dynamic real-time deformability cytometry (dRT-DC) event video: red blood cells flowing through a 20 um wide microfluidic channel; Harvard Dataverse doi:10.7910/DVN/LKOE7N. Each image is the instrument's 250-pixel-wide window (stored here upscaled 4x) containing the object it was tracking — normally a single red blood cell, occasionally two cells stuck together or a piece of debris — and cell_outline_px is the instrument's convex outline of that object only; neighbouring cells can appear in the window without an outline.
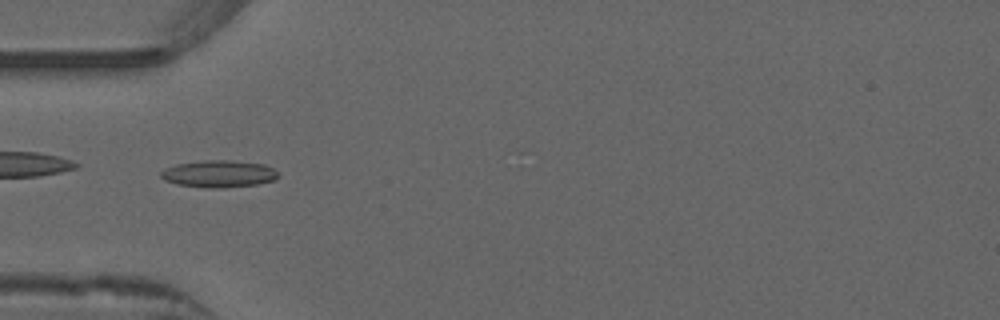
{"species": "common noctule bat (a hibernating species)", "species_latin": "Nyctalus noctula", "temperature_condition": "warm", "stored_images_in_passage": 22, "camera_frame_rate_fps": 3000, "um_per_image_px": 0.085, "animal": {"sex": "male", "forearm_length_mm": 52.5}, "frame": {"image": 1, "passage_image": 7, "time_ms": 2.0, "image_size_px": [1000, 320], "cell_outline_px": [[280, 176], [276, 180], [256, 184], [224, 188], [212, 188], [176, 184], [164, 180], [160, 176], [160, 172], [164, 168], [176, 164], [204, 160], [228, 160], [264, 164], [272, 168]], "centroid_in_image_um": [18.59, 14.77], "position_along_channel_um": 66.4, "area_um2": 18.55}}
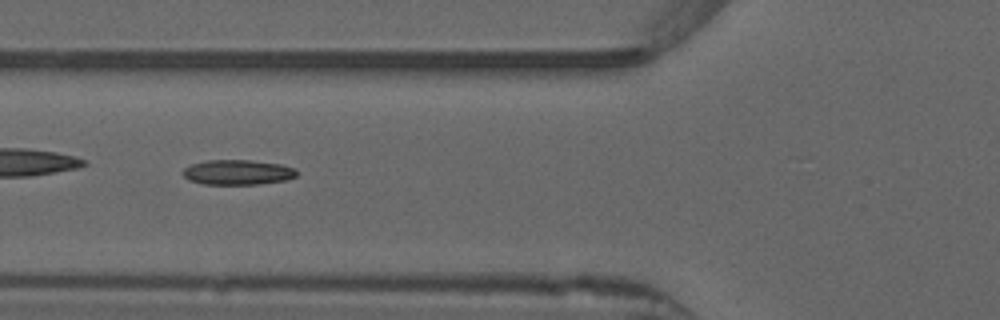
{"frame": {"image": 2, "passage_image": 10, "time_ms": 3.0, "image_size_px": [1000, 320], "cell_outline_px": [[296, 176], [288, 180], [260, 184], [204, 184], [188, 180], [180, 172], [184, 168], [192, 164], [208, 160], [252, 160], [280, 164], [296, 168]], "centroid_in_image_um": [20.2, 14.64], "position_along_channel_um": 105.6, "area_um2": 16.7}}